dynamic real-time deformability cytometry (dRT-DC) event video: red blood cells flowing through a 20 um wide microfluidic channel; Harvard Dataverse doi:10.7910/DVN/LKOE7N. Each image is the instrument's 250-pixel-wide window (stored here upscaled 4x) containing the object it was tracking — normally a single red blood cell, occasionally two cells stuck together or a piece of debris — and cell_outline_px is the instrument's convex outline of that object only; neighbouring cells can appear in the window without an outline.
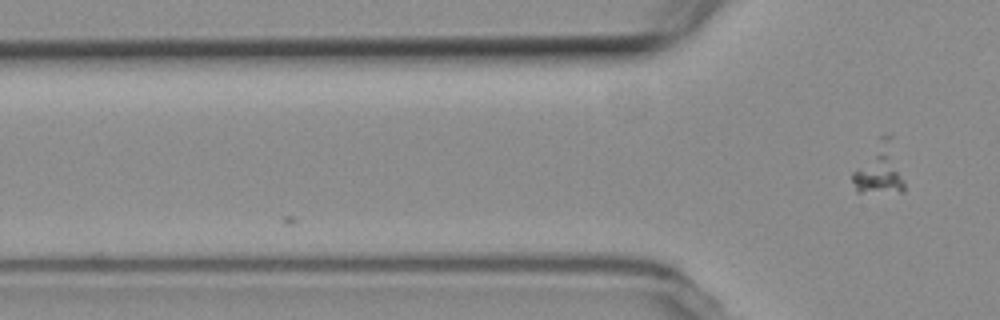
{"species": "common noctule bat (a hibernating species)", "species_latin": "Nyctalus noctula", "temperature_condition": "room temperature", "stored_images_in_passage": 5, "camera_frame_rate_fps": 3000, "um_per_image_px": 0.085, "animal": {"sex": "female", "body_mass_g": 19.3, "forearm_length_mm": 54.1}, "frame": {"image": 1, "passage_image": 5, "time_ms": 4.667, "image_size_px": [1000, 320], "cell_outline_px": [[904, 192], [856, 192], [852, 180], [852, 172], [876, 156], [884, 156], [904, 180]], "centroid_in_image_um": [74.59, 15.06], "position_along_channel_um": 51.2, "area_um2": 10.23}}